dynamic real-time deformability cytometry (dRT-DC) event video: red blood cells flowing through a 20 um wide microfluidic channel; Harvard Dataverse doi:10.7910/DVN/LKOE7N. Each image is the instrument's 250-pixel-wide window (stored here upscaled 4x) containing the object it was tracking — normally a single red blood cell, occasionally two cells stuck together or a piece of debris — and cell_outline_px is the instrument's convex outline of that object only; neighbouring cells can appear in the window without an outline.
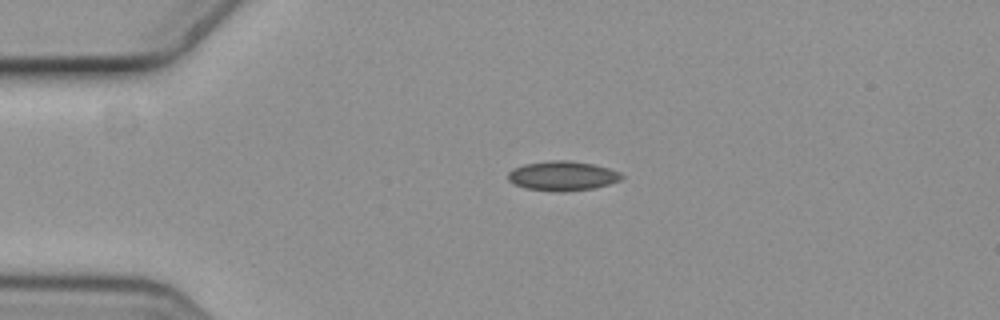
{"species": "common noctule bat (a hibernating species)", "species_latin": "Nyctalus noctula", "temperature_condition": "cold", "stored_images_in_passage": 5, "camera_frame_rate_fps": 3000, "um_per_image_px": 0.085, "animal": {"sex": "female", "body_mass_g": 19.3, "forearm_length_mm": 54.1}, "frame": {"image": 1, "passage_image": 4, "time_ms": 1.0, "image_size_px": [1000, 320], "cell_outline_px": [[624, 176], [620, 180], [608, 184], [592, 188], [564, 192], [524, 188], [512, 184], [508, 180], [508, 172], [512, 168], [524, 164], [548, 160], [568, 160], [592, 164], [608, 168], [620, 172]], "centroid_in_image_um": [47.77, 14.94], "position_along_channel_um": 37.2, "area_um2": 19.59}}